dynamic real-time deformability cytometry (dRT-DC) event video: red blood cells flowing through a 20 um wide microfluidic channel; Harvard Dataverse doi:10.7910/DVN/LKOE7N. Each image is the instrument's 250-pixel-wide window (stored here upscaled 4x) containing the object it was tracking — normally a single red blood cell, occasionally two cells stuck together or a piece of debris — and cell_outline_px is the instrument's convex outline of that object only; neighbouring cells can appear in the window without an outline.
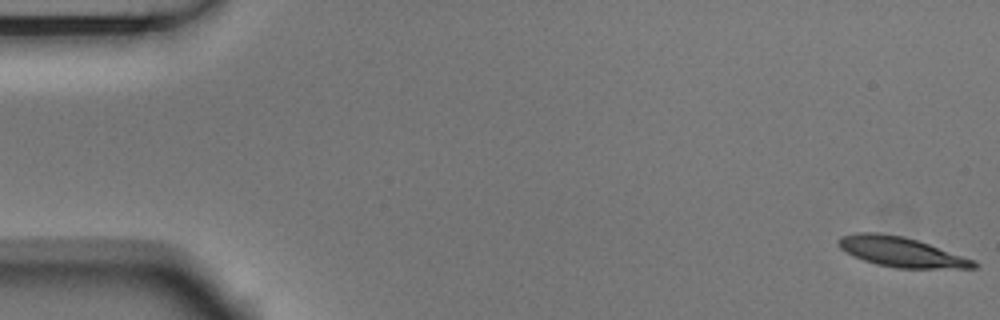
{"species": "Egyptian fruit bat (a non-hibernating species)", "species_latin": "Rousettus aegyptiacus", "temperature_condition": "room temperature", "stored_images_in_passage": 5, "camera_frame_rate_fps": 3000, "um_per_image_px": 0.085, "animal": {"sex": "male"}, "frame": {"image": 1, "passage_image": 1, "time_ms": 0.0, "image_size_px": [1000, 320], "cell_outline_px": [[980, 264], [976, 268], [896, 268], [876, 264], [864, 260], [840, 248], [836, 244], [836, 240], [840, 236], [856, 232], [880, 232], [904, 236], [976, 260]], "centroid_in_image_um": [76.59, 21.4], "position_along_channel_um": 8.4, "area_um2": 23.58}}
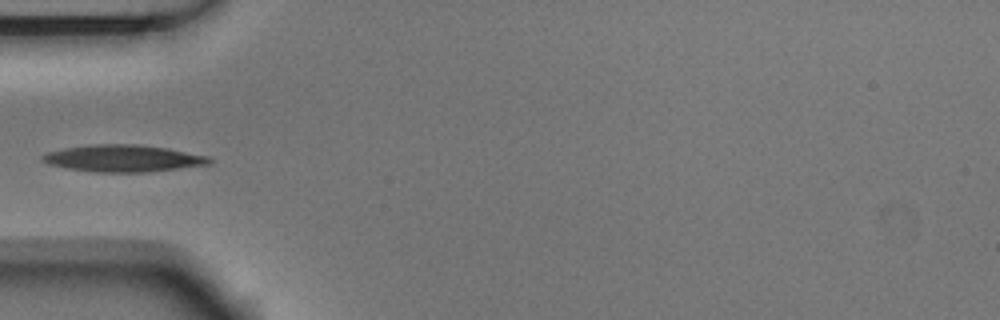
{"frame": {"image": 2, "passage_image": 5, "time_ms": 1.333, "image_size_px": [1000, 320], "cell_outline_px": [[212, 164], [148, 172], [96, 172], [68, 168], [48, 164], [40, 160], [40, 156], [48, 152], [64, 148], [92, 144], [136, 144], [168, 148], [208, 156], [212, 160]], "centroid_in_image_um": [10.47, 13.46], "position_along_channel_um": 74.5, "area_um2": 26.24}}